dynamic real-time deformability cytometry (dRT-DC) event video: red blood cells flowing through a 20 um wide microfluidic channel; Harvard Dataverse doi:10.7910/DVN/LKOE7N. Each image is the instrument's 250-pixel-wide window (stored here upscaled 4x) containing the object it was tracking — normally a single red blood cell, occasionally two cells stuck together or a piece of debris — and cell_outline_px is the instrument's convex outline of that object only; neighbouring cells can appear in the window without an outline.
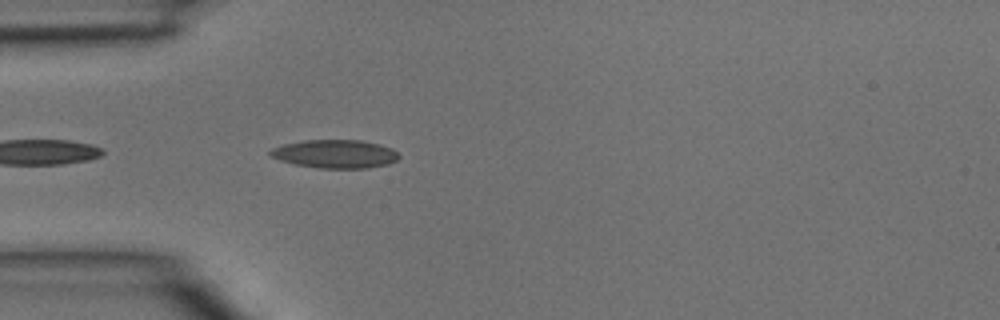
{"species": "common noctule bat (a hibernating species)", "species_latin": "Nyctalus noctula", "temperature_condition": "room temperature", "stored_images_in_passage": 8, "camera_frame_rate_fps": 3000, "um_per_image_px": 0.085, "animal": {"sex": "male", "body_mass_g": 15.6}, "frame": {"image": 1, "passage_image": 2, "time_ms": 0.333, "image_size_px": [1000, 320], "cell_outline_px": [[400, 156], [396, 160], [388, 164], [368, 168], [320, 168], [296, 164], [280, 160], [268, 156], [268, 152], [272, 148], [284, 144], [304, 140], [360, 140], [380, 144], [392, 148]], "centroid_in_image_um": [28.48, 13.08], "position_along_channel_um": 56.5, "area_um2": 21.27}}